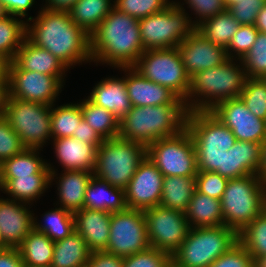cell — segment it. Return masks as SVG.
I'll use <instances>...</instances> for the list:
<instances>
[{
    "label": "cell",
    "instance_id": "cell-1",
    "mask_svg": "<svg viewBox=\"0 0 266 267\" xmlns=\"http://www.w3.org/2000/svg\"><path fill=\"white\" fill-rule=\"evenodd\" d=\"M26 38L34 45L47 49L69 69L82 62H92L90 35L77 26L68 11L41 8L36 18L26 22Z\"/></svg>",
    "mask_w": 266,
    "mask_h": 267
},
{
    "label": "cell",
    "instance_id": "cell-2",
    "mask_svg": "<svg viewBox=\"0 0 266 267\" xmlns=\"http://www.w3.org/2000/svg\"><path fill=\"white\" fill-rule=\"evenodd\" d=\"M92 61L114 68L133 67L145 51L139 20L113 8L90 34Z\"/></svg>",
    "mask_w": 266,
    "mask_h": 267
},
{
    "label": "cell",
    "instance_id": "cell-3",
    "mask_svg": "<svg viewBox=\"0 0 266 267\" xmlns=\"http://www.w3.org/2000/svg\"><path fill=\"white\" fill-rule=\"evenodd\" d=\"M234 60L238 61L229 58L222 65L197 72L190 78V90L184 101L188 112L210 111L222 101L240 97L247 76L241 59L239 65Z\"/></svg>",
    "mask_w": 266,
    "mask_h": 267
},
{
    "label": "cell",
    "instance_id": "cell-4",
    "mask_svg": "<svg viewBox=\"0 0 266 267\" xmlns=\"http://www.w3.org/2000/svg\"><path fill=\"white\" fill-rule=\"evenodd\" d=\"M187 113L186 105L132 106L119 122L118 137L147 148L156 140L185 129Z\"/></svg>",
    "mask_w": 266,
    "mask_h": 267
},
{
    "label": "cell",
    "instance_id": "cell-5",
    "mask_svg": "<svg viewBox=\"0 0 266 267\" xmlns=\"http://www.w3.org/2000/svg\"><path fill=\"white\" fill-rule=\"evenodd\" d=\"M186 129L194 142L198 171L222 176L223 154L237 141L233 132L210 111H189Z\"/></svg>",
    "mask_w": 266,
    "mask_h": 267
},
{
    "label": "cell",
    "instance_id": "cell-6",
    "mask_svg": "<svg viewBox=\"0 0 266 267\" xmlns=\"http://www.w3.org/2000/svg\"><path fill=\"white\" fill-rule=\"evenodd\" d=\"M266 185L256 174L228 179L221 208L223 223L240 233L264 210Z\"/></svg>",
    "mask_w": 266,
    "mask_h": 267
},
{
    "label": "cell",
    "instance_id": "cell-7",
    "mask_svg": "<svg viewBox=\"0 0 266 267\" xmlns=\"http://www.w3.org/2000/svg\"><path fill=\"white\" fill-rule=\"evenodd\" d=\"M145 157L146 147L142 144L120 137L104 139L97 148L93 175L125 190Z\"/></svg>",
    "mask_w": 266,
    "mask_h": 267
},
{
    "label": "cell",
    "instance_id": "cell-8",
    "mask_svg": "<svg viewBox=\"0 0 266 267\" xmlns=\"http://www.w3.org/2000/svg\"><path fill=\"white\" fill-rule=\"evenodd\" d=\"M238 241V233L225 225L190 228L172 259L182 267H209Z\"/></svg>",
    "mask_w": 266,
    "mask_h": 267
},
{
    "label": "cell",
    "instance_id": "cell-9",
    "mask_svg": "<svg viewBox=\"0 0 266 267\" xmlns=\"http://www.w3.org/2000/svg\"><path fill=\"white\" fill-rule=\"evenodd\" d=\"M180 2H174L162 12L139 20L144 50L178 47L196 27Z\"/></svg>",
    "mask_w": 266,
    "mask_h": 267
},
{
    "label": "cell",
    "instance_id": "cell-10",
    "mask_svg": "<svg viewBox=\"0 0 266 267\" xmlns=\"http://www.w3.org/2000/svg\"><path fill=\"white\" fill-rule=\"evenodd\" d=\"M133 68L143 77L171 90L185 101L190 90V77L186 74L177 47L145 50Z\"/></svg>",
    "mask_w": 266,
    "mask_h": 267
},
{
    "label": "cell",
    "instance_id": "cell-11",
    "mask_svg": "<svg viewBox=\"0 0 266 267\" xmlns=\"http://www.w3.org/2000/svg\"><path fill=\"white\" fill-rule=\"evenodd\" d=\"M3 117L26 148L41 149L51 137V106L7 97Z\"/></svg>",
    "mask_w": 266,
    "mask_h": 267
},
{
    "label": "cell",
    "instance_id": "cell-12",
    "mask_svg": "<svg viewBox=\"0 0 266 267\" xmlns=\"http://www.w3.org/2000/svg\"><path fill=\"white\" fill-rule=\"evenodd\" d=\"M146 156L163 176L195 177L198 173L194 142L186 128L153 142L146 148Z\"/></svg>",
    "mask_w": 266,
    "mask_h": 267
},
{
    "label": "cell",
    "instance_id": "cell-13",
    "mask_svg": "<svg viewBox=\"0 0 266 267\" xmlns=\"http://www.w3.org/2000/svg\"><path fill=\"white\" fill-rule=\"evenodd\" d=\"M144 217L150 247L172 256L190 230L185 213L157 205L144 210Z\"/></svg>",
    "mask_w": 266,
    "mask_h": 267
},
{
    "label": "cell",
    "instance_id": "cell-14",
    "mask_svg": "<svg viewBox=\"0 0 266 267\" xmlns=\"http://www.w3.org/2000/svg\"><path fill=\"white\" fill-rule=\"evenodd\" d=\"M149 247L143 210L127 208L111 213L110 235L105 252L125 258Z\"/></svg>",
    "mask_w": 266,
    "mask_h": 267
},
{
    "label": "cell",
    "instance_id": "cell-15",
    "mask_svg": "<svg viewBox=\"0 0 266 267\" xmlns=\"http://www.w3.org/2000/svg\"><path fill=\"white\" fill-rule=\"evenodd\" d=\"M63 77L41 74L21 69L10 61L8 73V96L52 106L64 86Z\"/></svg>",
    "mask_w": 266,
    "mask_h": 267
},
{
    "label": "cell",
    "instance_id": "cell-16",
    "mask_svg": "<svg viewBox=\"0 0 266 267\" xmlns=\"http://www.w3.org/2000/svg\"><path fill=\"white\" fill-rule=\"evenodd\" d=\"M210 112L238 141L262 143L266 140V121L250 112L240 97L222 101Z\"/></svg>",
    "mask_w": 266,
    "mask_h": 267
},
{
    "label": "cell",
    "instance_id": "cell-17",
    "mask_svg": "<svg viewBox=\"0 0 266 267\" xmlns=\"http://www.w3.org/2000/svg\"><path fill=\"white\" fill-rule=\"evenodd\" d=\"M163 174L146 156L125 189L128 209L146 210L160 204L163 189Z\"/></svg>",
    "mask_w": 266,
    "mask_h": 267
},
{
    "label": "cell",
    "instance_id": "cell-18",
    "mask_svg": "<svg viewBox=\"0 0 266 267\" xmlns=\"http://www.w3.org/2000/svg\"><path fill=\"white\" fill-rule=\"evenodd\" d=\"M177 48L190 78L197 72L222 65L229 59L226 48L207 40L196 29Z\"/></svg>",
    "mask_w": 266,
    "mask_h": 267
},
{
    "label": "cell",
    "instance_id": "cell-19",
    "mask_svg": "<svg viewBox=\"0 0 266 267\" xmlns=\"http://www.w3.org/2000/svg\"><path fill=\"white\" fill-rule=\"evenodd\" d=\"M27 204L0 198V233L5 247L18 248L33 229L34 214Z\"/></svg>",
    "mask_w": 266,
    "mask_h": 267
},
{
    "label": "cell",
    "instance_id": "cell-20",
    "mask_svg": "<svg viewBox=\"0 0 266 267\" xmlns=\"http://www.w3.org/2000/svg\"><path fill=\"white\" fill-rule=\"evenodd\" d=\"M132 106L185 105L171 90L143 77L133 67H121ZM128 74V75H127Z\"/></svg>",
    "mask_w": 266,
    "mask_h": 267
},
{
    "label": "cell",
    "instance_id": "cell-21",
    "mask_svg": "<svg viewBox=\"0 0 266 267\" xmlns=\"http://www.w3.org/2000/svg\"><path fill=\"white\" fill-rule=\"evenodd\" d=\"M74 227L87 243L88 249L93 251H105L110 235L111 213L83 208L73 213Z\"/></svg>",
    "mask_w": 266,
    "mask_h": 267
},
{
    "label": "cell",
    "instance_id": "cell-22",
    "mask_svg": "<svg viewBox=\"0 0 266 267\" xmlns=\"http://www.w3.org/2000/svg\"><path fill=\"white\" fill-rule=\"evenodd\" d=\"M51 171V183L58 179L56 182L57 194L59 196L60 207L72 213L84 208L85 192L90 183L91 178L94 176L93 172L84 170H70L64 171L59 177L51 164H47Z\"/></svg>",
    "mask_w": 266,
    "mask_h": 267
},
{
    "label": "cell",
    "instance_id": "cell-23",
    "mask_svg": "<svg viewBox=\"0 0 266 267\" xmlns=\"http://www.w3.org/2000/svg\"><path fill=\"white\" fill-rule=\"evenodd\" d=\"M261 160V143L236 141L223 154L222 177L234 179L258 172Z\"/></svg>",
    "mask_w": 266,
    "mask_h": 267
},
{
    "label": "cell",
    "instance_id": "cell-24",
    "mask_svg": "<svg viewBox=\"0 0 266 267\" xmlns=\"http://www.w3.org/2000/svg\"><path fill=\"white\" fill-rule=\"evenodd\" d=\"M87 98L95 105L111 112L119 121L132 108L123 77L104 78L93 87Z\"/></svg>",
    "mask_w": 266,
    "mask_h": 267
},
{
    "label": "cell",
    "instance_id": "cell-25",
    "mask_svg": "<svg viewBox=\"0 0 266 267\" xmlns=\"http://www.w3.org/2000/svg\"><path fill=\"white\" fill-rule=\"evenodd\" d=\"M52 142L56 158L64 168L63 171H94L98 148L96 145L83 143L81 140L73 137L53 139Z\"/></svg>",
    "mask_w": 266,
    "mask_h": 267
},
{
    "label": "cell",
    "instance_id": "cell-26",
    "mask_svg": "<svg viewBox=\"0 0 266 267\" xmlns=\"http://www.w3.org/2000/svg\"><path fill=\"white\" fill-rule=\"evenodd\" d=\"M13 61L23 70L40 72L54 77H64L65 72L69 69L50 51L34 45L27 38L17 50Z\"/></svg>",
    "mask_w": 266,
    "mask_h": 267
},
{
    "label": "cell",
    "instance_id": "cell-27",
    "mask_svg": "<svg viewBox=\"0 0 266 267\" xmlns=\"http://www.w3.org/2000/svg\"><path fill=\"white\" fill-rule=\"evenodd\" d=\"M84 208L109 213L125 211V190L93 176L85 192Z\"/></svg>",
    "mask_w": 266,
    "mask_h": 267
},
{
    "label": "cell",
    "instance_id": "cell-28",
    "mask_svg": "<svg viewBox=\"0 0 266 267\" xmlns=\"http://www.w3.org/2000/svg\"><path fill=\"white\" fill-rule=\"evenodd\" d=\"M1 183L3 193L11 196V200L32 205L51 185V174L1 178Z\"/></svg>",
    "mask_w": 266,
    "mask_h": 267
},
{
    "label": "cell",
    "instance_id": "cell-29",
    "mask_svg": "<svg viewBox=\"0 0 266 267\" xmlns=\"http://www.w3.org/2000/svg\"><path fill=\"white\" fill-rule=\"evenodd\" d=\"M190 228L222 226L221 201L195 190L185 212Z\"/></svg>",
    "mask_w": 266,
    "mask_h": 267
},
{
    "label": "cell",
    "instance_id": "cell-30",
    "mask_svg": "<svg viewBox=\"0 0 266 267\" xmlns=\"http://www.w3.org/2000/svg\"><path fill=\"white\" fill-rule=\"evenodd\" d=\"M90 253L84 238L74 230L66 238L54 242L51 267H85Z\"/></svg>",
    "mask_w": 266,
    "mask_h": 267
},
{
    "label": "cell",
    "instance_id": "cell-31",
    "mask_svg": "<svg viewBox=\"0 0 266 267\" xmlns=\"http://www.w3.org/2000/svg\"><path fill=\"white\" fill-rule=\"evenodd\" d=\"M38 148H25L21 153L0 164L1 178H18L34 174H51L47 161L39 157Z\"/></svg>",
    "mask_w": 266,
    "mask_h": 267
},
{
    "label": "cell",
    "instance_id": "cell-32",
    "mask_svg": "<svg viewBox=\"0 0 266 267\" xmlns=\"http://www.w3.org/2000/svg\"><path fill=\"white\" fill-rule=\"evenodd\" d=\"M195 190V177L164 176L159 205L185 213Z\"/></svg>",
    "mask_w": 266,
    "mask_h": 267
},
{
    "label": "cell",
    "instance_id": "cell-33",
    "mask_svg": "<svg viewBox=\"0 0 266 267\" xmlns=\"http://www.w3.org/2000/svg\"><path fill=\"white\" fill-rule=\"evenodd\" d=\"M18 249L24 266L51 267L54 242L44 233L33 228Z\"/></svg>",
    "mask_w": 266,
    "mask_h": 267
},
{
    "label": "cell",
    "instance_id": "cell-34",
    "mask_svg": "<svg viewBox=\"0 0 266 267\" xmlns=\"http://www.w3.org/2000/svg\"><path fill=\"white\" fill-rule=\"evenodd\" d=\"M113 8L111 0H78L68 13L72 21L90 35Z\"/></svg>",
    "mask_w": 266,
    "mask_h": 267
},
{
    "label": "cell",
    "instance_id": "cell-35",
    "mask_svg": "<svg viewBox=\"0 0 266 267\" xmlns=\"http://www.w3.org/2000/svg\"><path fill=\"white\" fill-rule=\"evenodd\" d=\"M241 24L234 18L229 10L206 19L196 27L207 40L227 48L235 32Z\"/></svg>",
    "mask_w": 266,
    "mask_h": 267
},
{
    "label": "cell",
    "instance_id": "cell-36",
    "mask_svg": "<svg viewBox=\"0 0 266 267\" xmlns=\"http://www.w3.org/2000/svg\"><path fill=\"white\" fill-rule=\"evenodd\" d=\"M85 120L103 139H113L119 135V120L105 108L92 103L88 98L80 101Z\"/></svg>",
    "mask_w": 266,
    "mask_h": 267
},
{
    "label": "cell",
    "instance_id": "cell-37",
    "mask_svg": "<svg viewBox=\"0 0 266 267\" xmlns=\"http://www.w3.org/2000/svg\"><path fill=\"white\" fill-rule=\"evenodd\" d=\"M44 224L38 223L34 217L33 228L47 235L53 242L69 236L74 230V215L61 207L47 211L42 215Z\"/></svg>",
    "mask_w": 266,
    "mask_h": 267
},
{
    "label": "cell",
    "instance_id": "cell-38",
    "mask_svg": "<svg viewBox=\"0 0 266 267\" xmlns=\"http://www.w3.org/2000/svg\"><path fill=\"white\" fill-rule=\"evenodd\" d=\"M26 23L9 14L0 18V53L10 61H13L26 38Z\"/></svg>",
    "mask_w": 266,
    "mask_h": 267
},
{
    "label": "cell",
    "instance_id": "cell-39",
    "mask_svg": "<svg viewBox=\"0 0 266 267\" xmlns=\"http://www.w3.org/2000/svg\"><path fill=\"white\" fill-rule=\"evenodd\" d=\"M82 119L80 103L63 104L57 108H54L53 104L51 106V139L72 137Z\"/></svg>",
    "mask_w": 266,
    "mask_h": 267
},
{
    "label": "cell",
    "instance_id": "cell-40",
    "mask_svg": "<svg viewBox=\"0 0 266 267\" xmlns=\"http://www.w3.org/2000/svg\"><path fill=\"white\" fill-rule=\"evenodd\" d=\"M239 242L251 254L254 260L266 255V213L263 211L240 233Z\"/></svg>",
    "mask_w": 266,
    "mask_h": 267
},
{
    "label": "cell",
    "instance_id": "cell-41",
    "mask_svg": "<svg viewBox=\"0 0 266 267\" xmlns=\"http://www.w3.org/2000/svg\"><path fill=\"white\" fill-rule=\"evenodd\" d=\"M240 98L250 112L266 121V82L263 78H246Z\"/></svg>",
    "mask_w": 266,
    "mask_h": 267
},
{
    "label": "cell",
    "instance_id": "cell-42",
    "mask_svg": "<svg viewBox=\"0 0 266 267\" xmlns=\"http://www.w3.org/2000/svg\"><path fill=\"white\" fill-rule=\"evenodd\" d=\"M247 78L266 75V33H258L250 51L241 58Z\"/></svg>",
    "mask_w": 266,
    "mask_h": 267
},
{
    "label": "cell",
    "instance_id": "cell-43",
    "mask_svg": "<svg viewBox=\"0 0 266 267\" xmlns=\"http://www.w3.org/2000/svg\"><path fill=\"white\" fill-rule=\"evenodd\" d=\"M114 8L138 20L162 12L173 1L169 0H114Z\"/></svg>",
    "mask_w": 266,
    "mask_h": 267
},
{
    "label": "cell",
    "instance_id": "cell-44",
    "mask_svg": "<svg viewBox=\"0 0 266 267\" xmlns=\"http://www.w3.org/2000/svg\"><path fill=\"white\" fill-rule=\"evenodd\" d=\"M258 33L259 31L254 25H241L226 48L228 58L233 59L235 55V58L238 56V60L243 58L250 51Z\"/></svg>",
    "mask_w": 266,
    "mask_h": 267
},
{
    "label": "cell",
    "instance_id": "cell-45",
    "mask_svg": "<svg viewBox=\"0 0 266 267\" xmlns=\"http://www.w3.org/2000/svg\"><path fill=\"white\" fill-rule=\"evenodd\" d=\"M171 259L170 254L149 247L147 250L125 257L123 267H165Z\"/></svg>",
    "mask_w": 266,
    "mask_h": 267
},
{
    "label": "cell",
    "instance_id": "cell-46",
    "mask_svg": "<svg viewBox=\"0 0 266 267\" xmlns=\"http://www.w3.org/2000/svg\"><path fill=\"white\" fill-rule=\"evenodd\" d=\"M26 147L22 144L20 137L13 131L9 122L0 117V164L19 153Z\"/></svg>",
    "mask_w": 266,
    "mask_h": 267
},
{
    "label": "cell",
    "instance_id": "cell-47",
    "mask_svg": "<svg viewBox=\"0 0 266 267\" xmlns=\"http://www.w3.org/2000/svg\"><path fill=\"white\" fill-rule=\"evenodd\" d=\"M195 180L198 192L218 200L222 198L228 183L227 178L216 172L198 171Z\"/></svg>",
    "mask_w": 266,
    "mask_h": 267
},
{
    "label": "cell",
    "instance_id": "cell-48",
    "mask_svg": "<svg viewBox=\"0 0 266 267\" xmlns=\"http://www.w3.org/2000/svg\"><path fill=\"white\" fill-rule=\"evenodd\" d=\"M209 267H254V258L238 241Z\"/></svg>",
    "mask_w": 266,
    "mask_h": 267
},
{
    "label": "cell",
    "instance_id": "cell-49",
    "mask_svg": "<svg viewBox=\"0 0 266 267\" xmlns=\"http://www.w3.org/2000/svg\"><path fill=\"white\" fill-rule=\"evenodd\" d=\"M188 4L189 8L196 14V21L191 23L197 27L206 19L212 18L217 14H220L226 10V6L223 0H184ZM196 12V13H195Z\"/></svg>",
    "mask_w": 266,
    "mask_h": 267
},
{
    "label": "cell",
    "instance_id": "cell-50",
    "mask_svg": "<svg viewBox=\"0 0 266 267\" xmlns=\"http://www.w3.org/2000/svg\"><path fill=\"white\" fill-rule=\"evenodd\" d=\"M266 0H240L228 10L241 25H254L259 10Z\"/></svg>",
    "mask_w": 266,
    "mask_h": 267
},
{
    "label": "cell",
    "instance_id": "cell-51",
    "mask_svg": "<svg viewBox=\"0 0 266 267\" xmlns=\"http://www.w3.org/2000/svg\"><path fill=\"white\" fill-rule=\"evenodd\" d=\"M124 258L105 251H93L85 267H123Z\"/></svg>",
    "mask_w": 266,
    "mask_h": 267
},
{
    "label": "cell",
    "instance_id": "cell-52",
    "mask_svg": "<svg viewBox=\"0 0 266 267\" xmlns=\"http://www.w3.org/2000/svg\"><path fill=\"white\" fill-rule=\"evenodd\" d=\"M72 137L81 140L83 143L94 144L97 147L104 141V139L83 119L78 124L76 133H73Z\"/></svg>",
    "mask_w": 266,
    "mask_h": 267
},
{
    "label": "cell",
    "instance_id": "cell-53",
    "mask_svg": "<svg viewBox=\"0 0 266 267\" xmlns=\"http://www.w3.org/2000/svg\"><path fill=\"white\" fill-rule=\"evenodd\" d=\"M6 13L25 18L27 11L35 4V0H0Z\"/></svg>",
    "mask_w": 266,
    "mask_h": 267
},
{
    "label": "cell",
    "instance_id": "cell-54",
    "mask_svg": "<svg viewBox=\"0 0 266 267\" xmlns=\"http://www.w3.org/2000/svg\"><path fill=\"white\" fill-rule=\"evenodd\" d=\"M23 260L18 248L0 250V267H23Z\"/></svg>",
    "mask_w": 266,
    "mask_h": 267
},
{
    "label": "cell",
    "instance_id": "cell-55",
    "mask_svg": "<svg viewBox=\"0 0 266 267\" xmlns=\"http://www.w3.org/2000/svg\"><path fill=\"white\" fill-rule=\"evenodd\" d=\"M78 0H45L41 8L58 11H68Z\"/></svg>",
    "mask_w": 266,
    "mask_h": 267
},
{
    "label": "cell",
    "instance_id": "cell-56",
    "mask_svg": "<svg viewBox=\"0 0 266 267\" xmlns=\"http://www.w3.org/2000/svg\"><path fill=\"white\" fill-rule=\"evenodd\" d=\"M257 176L266 185V140L261 143V160L258 167Z\"/></svg>",
    "mask_w": 266,
    "mask_h": 267
},
{
    "label": "cell",
    "instance_id": "cell-57",
    "mask_svg": "<svg viewBox=\"0 0 266 267\" xmlns=\"http://www.w3.org/2000/svg\"><path fill=\"white\" fill-rule=\"evenodd\" d=\"M254 26L260 33H266V4L259 10Z\"/></svg>",
    "mask_w": 266,
    "mask_h": 267
},
{
    "label": "cell",
    "instance_id": "cell-58",
    "mask_svg": "<svg viewBox=\"0 0 266 267\" xmlns=\"http://www.w3.org/2000/svg\"><path fill=\"white\" fill-rule=\"evenodd\" d=\"M10 60L0 53V82H8Z\"/></svg>",
    "mask_w": 266,
    "mask_h": 267
},
{
    "label": "cell",
    "instance_id": "cell-59",
    "mask_svg": "<svg viewBox=\"0 0 266 267\" xmlns=\"http://www.w3.org/2000/svg\"><path fill=\"white\" fill-rule=\"evenodd\" d=\"M8 97V82H0V117L4 114Z\"/></svg>",
    "mask_w": 266,
    "mask_h": 267
},
{
    "label": "cell",
    "instance_id": "cell-60",
    "mask_svg": "<svg viewBox=\"0 0 266 267\" xmlns=\"http://www.w3.org/2000/svg\"><path fill=\"white\" fill-rule=\"evenodd\" d=\"M254 267H266V255L254 260Z\"/></svg>",
    "mask_w": 266,
    "mask_h": 267
},
{
    "label": "cell",
    "instance_id": "cell-61",
    "mask_svg": "<svg viewBox=\"0 0 266 267\" xmlns=\"http://www.w3.org/2000/svg\"><path fill=\"white\" fill-rule=\"evenodd\" d=\"M226 6V9L228 10L233 4H236L240 2V0H223Z\"/></svg>",
    "mask_w": 266,
    "mask_h": 267
},
{
    "label": "cell",
    "instance_id": "cell-62",
    "mask_svg": "<svg viewBox=\"0 0 266 267\" xmlns=\"http://www.w3.org/2000/svg\"><path fill=\"white\" fill-rule=\"evenodd\" d=\"M165 267H182V266H180L173 259H171Z\"/></svg>",
    "mask_w": 266,
    "mask_h": 267
},
{
    "label": "cell",
    "instance_id": "cell-63",
    "mask_svg": "<svg viewBox=\"0 0 266 267\" xmlns=\"http://www.w3.org/2000/svg\"><path fill=\"white\" fill-rule=\"evenodd\" d=\"M5 15H7V13H6V11H5V9H4L1 1H0V18L4 17Z\"/></svg>",
    "mask_w": 266,
    "mask_h": 267
},
{
    "label": "cell",
    "instance_id": "cell-64",
    "mask_svg": "<svg viewBox=\"0 0 266 267\" xmlns=\"http://www.w3.org/2000/svg\"><path fill=\"white\" fill-rule=\"evenodd\" d=\"M4 248H6V247L3 245L2 237H1V233H0V250L4 249Z\"/></svg>",
    "mask_w": 266,
    "mask_h": 267
},
{
    "label": "cell",
    "instance_id": "cell-65",
    "mask_svg": "<svg viewBox=\"0 0 266 267\" xmlns=\"http://www.w3.org/2000/svg\"><path fill=\"white\" fill-rule=\"evenodd\" d=\"M263 211L266 213V194H265V197H264V210Z\"/></svg>",
    "mask_w": 266,
    "mask_h": 267
},
{
    "label": "cell",
    "instance_id": "cell-66",
    "mask_svg": "<svg viewBox=\"0 0 266 267\" xmlns=\"http://www.w3.org/2000/svg\"><path fill=\"white\" fill-rule=\"evenodd\" d=\"M0 190L2 191L3 188H2V183H1V177H0Z\"/></svg>",
    "mask_w": 266,
    "mask_h": 267
}]
</instances>
